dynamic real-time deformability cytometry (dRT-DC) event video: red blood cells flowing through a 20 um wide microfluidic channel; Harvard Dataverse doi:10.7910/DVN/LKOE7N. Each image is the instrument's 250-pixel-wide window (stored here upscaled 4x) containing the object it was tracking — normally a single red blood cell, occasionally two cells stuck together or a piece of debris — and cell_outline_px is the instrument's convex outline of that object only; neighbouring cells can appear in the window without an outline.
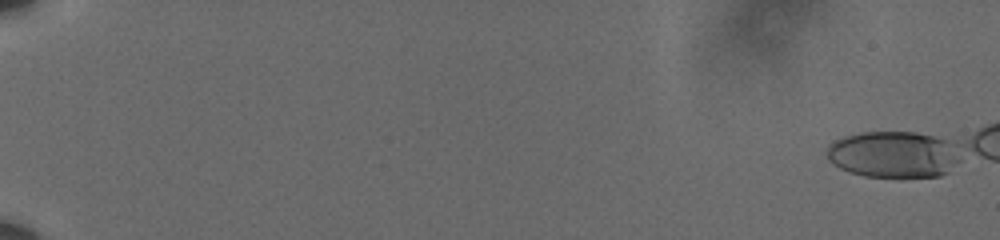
{"species": "human", "species_latin": "Homo sapiens", "temperature_condition": "cold", "stored_images_in_passage": 1, "camera_frame_rate_fps": 3000, "um_per_image_px": 0.085, "donor": {"sex": "male"}, "frame": {"image": 1, "passage_image": 1, "time_ms": 0.0, "image_size_px": [1000, 240], "cell_outline_px": [[960, 160], [948, 172], [940, 176], [864, 176], [840, 168], [828, 160], [828, 144], [844, 136], [860, 132], [916, 132], [932, 136], [944, 140], [960, 156]], "centroid_in_image_um": [75.9, 13.12], "position_along_channel_um": 9.1, "area_um2": 35.49}}